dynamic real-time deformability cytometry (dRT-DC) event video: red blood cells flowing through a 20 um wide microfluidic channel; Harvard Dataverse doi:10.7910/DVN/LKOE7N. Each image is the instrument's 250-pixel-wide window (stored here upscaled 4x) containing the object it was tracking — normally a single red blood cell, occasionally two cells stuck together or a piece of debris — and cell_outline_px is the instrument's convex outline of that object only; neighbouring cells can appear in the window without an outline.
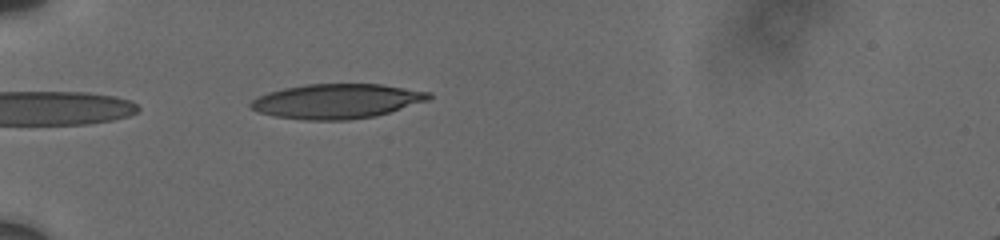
{"species": "human", "species_latin": "Homo sapiens", "temperature_condition": "cold", "stored_images_in_passage": 10, "camera_frame_rate_fps": 3000, "um_per_image_px": 0.085, "donor": {"sex": "male"}, "frame": {"image": 1, "passage_image": 1, "time_ms": 0.0, "image_size_px": [1000, 240], "cell_outline_px": [[432, 96], [428, 100], [376, 116], [348, 120], [304, 120], [276, 116], [256, 112], [248, 104], [252, 100], [268, 92], [284, 88], [308, 84], [380, 84], [432, 92]], "centroid_in_image_um": [28.62, 8.6], "position_along_channel_um": 56.4, "area_um2": 35.89}}
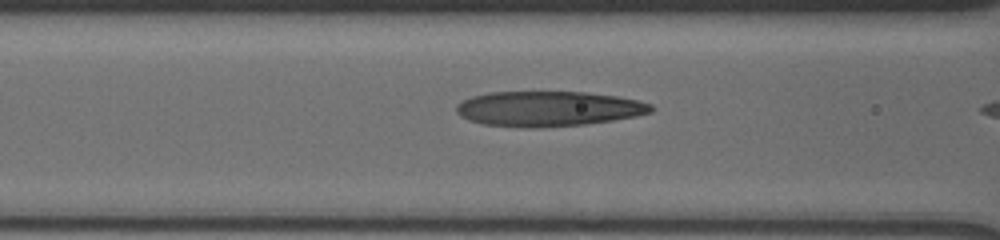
{"frame": {"image": 2, "passage_image": 6, "time_ms": 1.0, "image_size_px": [1000, 240], "cell_outline_px": [[652, 112], [636, 116], [612, 120], [584, 124], [484, 124], [468, 120], [460, 116], [456, 112], [456, 104], [472, 96], [488, 92], [584, 92], [616, 96], [636, 100], [652, 104]], "centroid_in_image_um": [46.62, 9.18], "position_along_channel_um": 120.0, "area_um2": 38.21}}